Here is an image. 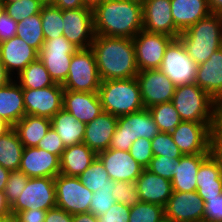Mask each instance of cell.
I'll list each match as a JSON object with an SVG mask.
<instances>
[{
	"label": "cell",
	"mask_w": 222,
	"mask_h": 222,
	"mask_svg": "<svg viewBox=\"0 0 222 222\" xmlns=\"http://www.w3.org/2000/svg\"><path fill=\"white\" fill-rule=\"evenodd\" d=\"M114 188V183L110 187H103L93 192V196L89 206V212L93 215L100 216L103 215L114 203L116 200L112 195Z\"/></svg>",
	"instance_id": "7bdbcfd3"
},
{
	"label": "cell",
	"mask_w": 222,
	"mask_h": 222,
	"mask_svg": "<svg viewBox=\"0 0 222 222\" xmlns=\"http://www.w3.org/2000/svg\"><path fill=\"white\" fill-rule=\"evenodd\" d=\"M29 178L60 174V157L38 147H24L19 168Z\"/></svg>",
	"instance_id": "ffe728a7"
},
{
	"label": "cell",
	"mask_w": 222,
	"mask_h": 222,
	"mask_svg": "<svg viewBox=\"0 0 222 222\" xmlns=\"http://www.w3.org/2000/svg\"><path fill=\"white\" fill-rule=\"evenodd\" d=\"M17 25L18 21L3 12L0 16V43L16 36Z\"/></svg>",
	"instance_id": "f907efd6"
},
{
	"label": "cell",
	"mask_w": 222,
	"mask_h": 222,
	"mask_svg": "<svg viewBox=\"0 0 222 222\" xmlns=\"http://www.w3.org/2000/svg\"><path fill=\"white\" fill-rule=\"evenodd\" d=\"M44 39H53L63 35L62 10L53 3L44 4L40 11Z\"/></svg>",
	"instance_id": "74e56055"
},
{
	"label": "cell",
	"mask_w": 222,
	"mask_h": 222,
	"mask_svg": "<svg viewBox=\"0 0 222 222\" xmlns=\"http://www.w3.org/2000/svg\"><path fill=\"white\" fill-rule=\"evenodd\" d=\"M204 222H222V194L204 203Z\"/></svg>",
	"instance_id": "681fc988"
},
{
	"label": "cell",
	"mask_w": 222,
	"mask_h": 222,
	"mask_svg": "<svg viewBox=\"0 0 222 222\" xmlns=\"http://www.w3.org/2000/svg\"><path fill=\"white\" fill-rule=\"evenodd\" d=\"M211 154L183 155L175 166L171 180L173 191L191 192L197 191L196 176L200 165Z\"/></svg>",
	"instance_id": "4316f807"
},
{
	"label": "cell",
	"mask_w": 222,
	"mask_h": 222,
	"mask_svg": "<svg viewBox=\"0 0 222 222\" xmlns=\"http://www.w3.org/2000/svg\"><path fill=\"white\" fill-rule=\"evenodd\" d=\"M56 207L54 178H29L18 199L11 206V213L22 210L42 209L49 210Z\"/></svg>",
	"instance_id": "7c38bea8"
},
{
	"label": "cell",
	"mask_w": 222,
	"mask_h": 222,
	"mask_svg": "<svg viewBox=\"0 0 222 222\" xmlns=\"http://www.w3.org/2000/svg\"><path fill=\"white\" fill-rule=\"evenodd\" d=\"M97 156L103 162L109 178L114 181L136 182L144 168L129 151L106 149Z\"/></svg>",
	"instance_id": "d6986e66"
},
{
	"label": "cell",
	"mask_w": 222,
	"mask_h": 222,
	"mask_svg": "<svg viewBox=\"0 0 222 222\" xmlns=\"http://www.w3.org/2000/svg\"><path fill=\"white\" fill-rule=\"evenodd\" d=\"M179 158H169L167 156H153L149 166L146 168L150 172L159 175L169 181L173 178V172Z\"/></svg>",
	"instance_id": "f6af8a7d"
},
{
	"label": "cell",
	"mask_w": 222,
	"mask_h": 222,
	"mask_svg": "<svg viewBox=\"0 0 222 222\" xmlns=\"http://www.w3.org/2000/svg\"><path fill=\"white\" fill-rule=\"evenodd\" d=\"M136 80L144 108L172 101L176 86L159 69L139 71Z\"/></svg>",
	"instance_id": "2e32d148"
},
{
	"label": "cell",
	"mask_w": 222,
	"mask_h": 222,
	"mask_svg": "<svg viewBox=\"0 0 222 222\" xmlns=\"http://www.w3.org/2000/svg\"><path fill=\"white\" fill-rule=\"evenodd\" d=\"M101 79L94 52L91 48L78 49L72 56L68 77L62 84L64 90L98 92Z\"/></svg>",
	"instance_id": "ba28073f"
},
{
	"label": "cell",
	"mask_w": 222,
	"mask_h": 222,
	"mask_svg": "<svg viewBox=\"0 0 222 222\" xmlns=\"http://www.w3.org/2000/svg\"><path fill=\"white\" fill-rule=\"evenodd\" d=\"M187 54L198 66L222 48V15L210 14L179 34Z\"/></svg>",
	"instance_id": "3957f363"
},
{
	"label": "cell",
	"mask_w": 222,
	"mask_h": 222,
	"mask_svg": "<svg viewBox=\"0 0 222 222\" xmlns=\"http://www.w3.org/2000/svg\"><path fill=\"white\" fill-rule=\"evenodd\" d=\"M163 216L164 207L140 201L130 207L129 222H158Z\"/></svg>",
	"instance_id": "ab89813d"
},
{
	"label": "cell",
	"mask_w": 222,
	"mask_h": 222,
	"mask_svg": "<svg viewBox=\"0 0 222 222\" xmlns=\"http://www.w3.org/2000/svg\"><path fill=\"white\" fill-rule=\"evenodd\" d=\"M3 1H4V3H9V2H15V1H18V0H3Z\"/></svg>",
	"instance_id": "89a4df30"
},
{
	"label": "cell",
	"mask_w": 222,
	"mask_h": 222,
	"mask_svg": "<svg viewBox=\"0 0 222 222\" xmlns=\"http://www.w3.org/2000/svg\"><path fill=\"white\" fill-rule=\"evenodd\" d=\"M73 222H98L97 217L90 212L73 215Z\"/></svg>",
	"instance_id": "9f6ffc18"
},
{
	"label": "cell",
	"mask_w": 222,
	"mask_h": 222,
	"mask_svg": "<svg viewBox=\"0 0 222 222\" xmlns=\"http://www.w3.org/2000/svg\"><path fill=\"white\" fill-rule=\"evenodd\" d=\"M195 84L222 107V48L197 66Z\"/></svg>",
	"instance_id": "603a6c76"
},
{
	"label": "cell",
	"mask_w": 222,
	"mask_h": 222,
	"mask_svg": "<svg viewBox=\"0 0 222 222\" xmlns=\"http://www.w3.org/2000/svg\"><path fill=\"white\" fill-rule=\"evenodd\" d=\"M218 124L182 121L170 134L183 155L212 154Z\"/></svg>",
	"instance_id": "52a82bcc"
},
{
	"label": "cell",
	"mask_w": 222,
	"mask_h": 222,
	"mask_svg": "<svg viewBox=\"0 0 222 222\" xmlns=\"http://www.w3.org/2000/svg\"><path fill=\"white\" fill-rule=\"evenodd\" d=\"M44 222H73V215L56 206L47 210Z\"/></svg>",
	"instance_id": "f5cc1de1"
},
{
	"label": "cell",
	"mask_w": 222,
	"mask_h": 222,
	"mask_svg": "<svg viewBox=\"0 0 222 222\" xmlns=\"http://www.w3.org/2000/svg\"><path fill=\"white\" fill-rule=\"evenodd\" d=\"M11 213V206L7 203L4 191H0V217Z\"/></svg>",
	"instance_id": "680465c9"
},
{
	"label": "cell",
	"mask_w": 222,
	"mask_h": 222,
	"mask_svg": "<svg viewBox=\"0 0 222 222\" xmlns=\"http://www.w3.org/2000/svg\"><path fill=\"white\" fill-rule=\"evenodd\" d=\"M51 127L57 132L65 147L83 143L86 124L78 121L62 108L51 119Z\"/></svg>",
	"instance_id": "4dcf8cb0"
},
{
	"label": "cell",
	"mask_w": 222,
	"mask_h": 222,
	"mask_svg": "<svg viewBox=\"0 0 222 222\" xmlns=\"http://www.w3.org/2000/svg\"><path fill=\"white\" fill-rule=\"evenodd\" d=\"M63 108L85 124L104 112L98 92L64 90Z\"/></svg>",
	"instance_id": "7402d4cb"
},
{
	"label": "cell",
	"mask_w": 222,
	"mask_h": 222,
	"mask_svg": "<svg viewBox=\"0 0 222 222\" xmlns=\"http://www.w3.org/2000/svg\"><path fill=\"white\" fill-rule=\"evenodd\" d=\"M118 117L103 112L86 124L83 143L96 154L109 148L117 126Z\"/></svg>",
	"instance_id": "d4e9b609"
},
{
	"label": "cell",
	"mask_w": 222,
	"mask_h": 222,
	"mask_svg": "<svg viewBox=\"0 0 222 222\" xmlns=\"http://www.w3.org/2000/svg\"><path fill=\"white\" fill-rule=\"evenodd\" d=\"M101 81L136 77L133 39L95 35L91 44Z\"/></svg>",
	"instance_id": "7a4b0ae2"
},
{
	"label": "cell",
	"mask_w": 222,
	"mask_h": 222,
	"mask_svg": "<svg viewBox=\"0 0 222 222\" xmlns=\"http://www.w3.org/2000/svg\"><path fill=\"white\" fill-rule=\"evenodd\" d=\"M141 202L158 204L165 207L173 193L171 181L144 169L136 180Z\"/></svg>",
	"instance_id": "484cf974"
},
{
	"label": "cell",
	"mask_w": 222,
	"mask_h": 222,
	"mask_svg": "<svg viewBox=\"0 0 222 222\" xmlns=\"http://www.w3.org/2000/svg\"><path fill=\"white\" fill-rule=\"evenodd\" d=\"M78 178L81 180L82 184L92 192L102 189L103 187H110L114 183V181L109 178L104 164L98 156Z\"/></svg>",
	"instance_id": "8d00e7d4"
},
{
	"label": "cell",
	"mask_w": 222,
	"mask_h": 222,
	"mask_svg": "<svg viewBox=\"0 0 222 222\" xmlns=\"http://www.w3.org/2000/svg\"><path fill=\"white\" fill-rule=\"evenodd\" d=\"M29 177L20 170L10 171L4 189L7 203L12 206L26 186Z\"/></svg>",
	"instance_id": "ee69618b"
},
{
	"label": "cell",
	"mask_w": 222,
	"mask_h": 222,
	"mask_svg": "<svg viewBox=\"0 0 222 222\" xmlns=\"http://www.w3.org/2000/svg\"><path fill=\"white\" fill-rule=\"evenodd\" d=\"M12 128L2 117H0V136L4 135Z\"/></svg>",
	"instance_id": "be15d7a7"
},
{
	"label": "cell",
	"mask_w": 222,
	"mask_h": 222,
	"mask_svg": "<svg viewBox=\"0 0 222 222\" xmlns=\"http://www.w3.org/2000/svg\"><path fill=\"white\" fill-rule=\"evenodd\" d=\"M47 210L29 209L22 210L16 213L19 222H44Z\"/></svg>",
	"instance_id": "816d5d0a"
},
{
	"label": "cell",
	"mask_w": 222,
	"mask_h": 222,
	"mask_svg": "<svg viewBox=\"0 0 222 222\" xmlns=\"http://www.w3.org/2000/svg\"><path fill=\"white\" fill-rule=\"evenodd\" d=\"M25 115L46 117L51 119L63 108L64 89L62 84L42 89H22Z\"/></svg>",
	"instance_id": "9a60e30c"
},
{
	"label": "cell",
	"mask_w": 222,
	"mask_h": 222,
	"mask_svg": "<svg viewBox=\"0 0 222 222\" xmlns=\"http://www.w3.org/2000/svg\"><path fill=\"white\" fill-rule=\"evenodd\" d=\"M98 95L103 111L117 117L144 109L136 77L101 81Z\"/></svg>",
	"instance_id": "5b68a950"
},
{
	"label": "cell",
	"mask_w": 222,
	"mask_h": 222,
	"mask_svg": "<svg viewBox=\"0 0 222 222\" xmlns=\"http://www.w3.org/2000/svg\"><path fill=\"white\" fill-rule=\"evenodd\" d=\"M213 153L221 160L222 162V117L219 121V124L213 131Z\"/></svg>",
	"instance_id": "db71d44e"
},
{
	"label": "cell",
	"mask_w": 222,
	"mask_h": 222,
	"mask_svg": "<svg viewBox=\"0 0 222 222\" xmlns=\"http://www.w3.org/2000/svg\"><path fill=\"white\" fill-rule=\"evenodd\" d=\"M175 27L182 33L211 14L207 0H171Z\"/></svg>",
	"instance_id": "83f0119b"
},
{
	"label": "cell",
	"mask_w": 222,
	"mask_h": 222,
	"mask_svg": "<svg viewBox=\"0 0 222 222\" xmlns=\"http://www.w3.org/2000/svg\"><path fill=\"white\" fill-rule=\"evenodd\" d=\"M38 54L36 49L29 46L17 35L0 43V59L13 79L31 62L37 60Z\"/></svg>",
	"instance_id": "44dd1931"
},
{
	"label": "cell",
	"mask_w": 222,
	"mask_h": 222,
	"mask_svg": "<svg viewBox=\"0 0 222 222\" xmlns=\"http://www.w3.org/2000/svg\"><path fill=\"white\" fill-rule=\"evenodd\" d=\"M92 10L95 35L133 39L143 30L142 1L103 0Z\"/></svg>",
	"instance_id": "6da1fadb"
},
{
	"label": "cell",
	"mask_w": 222,
	"mask_h": 222,
	"mask_svg": "<svg viewBox=\"0 0 222 222\" xmlns=\"http://www.w3.org/2000/svg\"><path fill=\"white\" fill-rule=\"evenodd\" d=\"M55 6L61 10L76 9L81 7H86L83 0H55L53 3Z\"/></svg>",
	"instance_id": "11a10c76"
},
{
	"label": "cell",
	"mask_w": 222,
	"mask_h": 222,
	"mask_svg": "<svg viewBox=\"0 0 222 222\" xmlns=\"http://www.w3.org/2000/svg\"><path fill=\"white\" fill-rule=\"evenodd\" d=\"M130 207L114 203L103 215L97 216L98 222H129Z\"/></svg>",
	"instance_id": "c3c4849f"
},
{
	"label": "cell",
	"mask_w": 222,
	"mask_h": 222,
	"mask_svg": "<svg viewBox=\"0 0 222 222\" xmlns=\"http://www.w3.org/2000/svg\"><path fill=\"white\" fill-rule=\"evenodd\" d=\"M5 12V3L3 0H0V16Z\"/></svg>",
	"instance_id": "03108f58"
},
{
	"label": "cell",
	"mask_w": 222,
	"mask_h": 222,
	"mask_svg": "<svg viewBox=\"0 0 222 222\" xmlns=\"http://www.w3.org/2000/svg\"><path fill=\"white\" fill-rule=\"evenodd\" d=\"M45 4H50V3H54L55 0H43Z\"/></svg>",
	"instance_id": "a7ac6f4b"
},
{
	"label": "cell",
	"mask_w": 222,
	"mask_h": 222,
	"mask_svg": "<svg viewBox=\"0 0 222 222\" xmlns=\"http://www.w3.org/2000/svg\"><path fill=\"white\" fill-rule=\"evenodd\" d=\"M112 195L117 203L125 204L128 207H133L140 202L136 182H114Z\"/></svg>",
	"instance_id": "b9f144b4"
},
{
	"label": "cell",
	"mask_w": 222,
	"mask_h": 222,
	"mask_svg": "<svg viewBox=\"0 0 222 222\" xmlns=\"http://www.w3.org/2000/svg\"><path fill=\"white\" fill-rule=\"evenodd\" d=\"M13 77L7 72L5 65L0 59V87L7 85Z\"/></svg>",
	"instance_id": "6f0895ef"
},
{
	"label": "cell",
	"mask_w": 222,
	"mask_h": 222,
	"mask_svg": "<svg viewBox=\"0 0 222 222\" xmlns=\"http://www.w3.org/2000/svg\"><path fill=\"white\" fill-rule=\"evenodd\" d=\"M196 180L197 193L204 203L222 194V162L214 153L200 165Z\"/></svg>",
	"instance_id": "cb8c5ba5"
},
{
	"label": "cell",
	"mask_w": 222,
	"mask_h": 222,
	"mask_svg": "<svg viewBox=\"0 0 222 222\" xmlns=\"http://www.w3.org/2000/svg\"><path fill=\"white\" fill-rule=\"evenodd\" d=\"M158 222H175L172 219H169L166 216H163Z\"/></svg>",
	"instance_id": "003e7915"
},
{
	"label": "cell",
	"mask_w": 222,
	"mask_h": 222,
	"mask_svg": "<svg viewBox=\"0 0 222 222\" xmlns=\"http://www.w3.org/2000/svg\"><path fill=\"white\" fill-rule=\"evenodd\" d=\"M153 156H167L169 158H180L182 152L175 144L170 133L159 132L151 140Z\"/></svg>",
	"instance_id": "60d3db41"
},
{
	"label": "cell",
	"mask_w": 222,
	"mask_h": 222,
	"mask_svg": "<svg viewBox=\"0 0 222 222\" xmlns=\"http://www.w3.org/2000/svg\"><path fill=\"white\" fill-rule=\"evenodd\" d=\"M37 147L57 155L60 158L66 148L60 136L52 127L49 128L46 135L39 141Z\"/></svg>",
	"instance_id": "7dc6e473"
},
{
	"label": "cell",
	"mask_w": 222,
	"mask_h": 222,
	"mask_svg": "<svg viewBox=\"0 0 222 222\" xmlns=\"http://www.w3.org/2000/svg\"><path fill=\"white\" fill-rule=\"evenodd\" d=\"M63 36L78 49L90 48L95 38L93 10L90 7L62 10Z\"/></svg>",
	"instance_id": "4fadbf2b"
},
{
	"label": "cell",
	"mask_w": 222,
	"mask_h": 222,
	"mask_svg": "<svg viewBox=\"0 0 222 222\" xmlns=\"http://www.w3.org/2000/svg\"><path fill=\"white\" fill-rule=\"evenodd\" d=\"M129 153L144 169H146L153 158L151 140L142 137L136 139L132 143Z\"/></svg>",
	"instance_id": "bcb514c9"
},
{
	"label": "cell",
	"mask_w": 222,
	"mask_h": 222,
	"mask_svg": "<svg viewBox=\"0 0 222 222\" xmlns=\"http://www.w3.org/2000/svg\"><path fill=\"white\" fill-rule=\"evenodd\" d=\"M14 78L22 89H42L55 85L45 65L39 60L31 62L18 76Z\"/></svg>",
	"instance_id": "836d02e7"
},
{
	"label": "cell",
	"mask_w": 222,
	"mask_h": 222,
	"mask_svg": "<svg viewBox=\"0 0 222 222\" xmlns=\"http://www.w3.org/2000/svg\"><path fill=\"white\" fill-rule=\"evenodd\" d=\"M160 132L147 108L138 112L118 117L114 135L109 148L129 151L132 143L138 138H152Z\"/></svg>",
	"instance_id": "8992f818"
},
{
	"label": "cell",
	"mask_w": 222,
	"mask_h": 222,
	"mask_svg": "<svg viewBox=\"0 0 222 222\" xmlns=\"http://www.w3.org/2000/svg\"><path fill=\"white\" fill-rule=\"evenodd\" d=\"M24 146L11 128L0 136V165L8 171L19 170Z\"/></svg>",
	"instance_id": "d6a6232c"
},
{
	"label": "cell",
	"mask_w": 222,
	"mask_h": 222,
	"mask_svg": "<svg viewBox=\"0 0 222 222\" xmlns=\"http://www.w3.org/2000/svg\"><path fill=\"white\" fill-rule=\"evenodd\" d=\"M0 222H19L18 216L14 213H10L0 217Z\"/></svg>",
	"instance_id": "6125c7cd"
},
{
	"label": "cell",
	"mask_w": 222,
	"mask_h": 222,
	"mask_svg": "<svg viewBox=\"0 0 222 222\" xmlns=\"http://www.w3.org/2000/svg\"><path fill=\"white\" fill-rule=\"evenodd\" d=\"M97 157L84 143L66 147L60 158V174L69 177H78Z\"/></svg>",
	"instance_id": "f546056e"
},
{
	"label": "cell",
	"mask_w": 222,
	"mask_h": 222,
	"mask_svg": "<svg viewBox=\"0 0 222 222\" xmlns=\"http://www.w3.org/2000/svg\"><path fill=\"white\" fill-rule=\"evenodd\" d=\"M182 121L219 123L222 107L195 83L177 86L171 101Z\"/></svg>",
	"instance_id": "277c9868"
},
{
	"label": "cell",
	"mask_w": 222,
	"mask_h": 222,
	"mask_svg": "<svg viewBox=\"0 0 222 222\" xmlns=\"http://www.w3.org/2000/svg\"><path fill=\"white\" fill-rule=\"evenodd\" d=\"M103 0H83L84 5L90 8H94L96 5L100 4Z\"/></svg>",
	"instance_id": "e7e4bbea"
},
{
	"label": "cell",
	"mask_w": 222,
	"mask_h": 222,
	"mask_svg": "<svg viewBox=\"0 0 222 222\" xmlns=\"http://www.w3.org/2000/svg\"><path fill=\"white\" fill-rule=\"evenodd\" d=\"M164 212L166 217L175 222H204V201L197 191H173Z\"/></svg>",
	"instance_id": "ac0fdd59"
},
{
	"label": "cell",
	"mask_w": 222,
	"mask_h": 222,
	"mask_svg": "<svg viewBox=\"0 0 222 222\" xmlns=\"http://www.w3.org/2000/svg\"><path fill=\"white\" fill-rule=\"evenodd\" d=\"M24 116L23 91L13 79L7 85L0 87V117L13 127Z\"/></svg>",
	"instance_id": "f1b7e54d"
},
{
	"label": "cell",
	"mask_w": 222,
	"mask_h": 222,
	"mask_svg": "<svg viewBox=\"0 0 222 222\" xmlns=\"http://www.w3.org/2000/svg\"><path fill=\"white\" fill-rule=\"evenodd\" d=\"M10 171L0 165V191H4Z\"/></svg>",
	"instance_id": "94428289"
},
{
	"label": "cell",
	"mask_w": 222,
	"mask_h": 222,
	"mask_svg": "<svg viewBox=\"0 0 222 222\" xmlns=\"http://www.w3.org/2000/svg\"><path fill=\"white\" fill-rule=\"evenodd\" d=\"M43 0H18L5 3V12L16 21L39 14L44 6Z\"/></svg>",
	"instance_id": "f35d334b"
},
{
	"label": "cell",
	"mask_w": 222,
	"mask_h": 222,
	"mask_svg": "<svg viewBox=\"0 0 222 222\" xmlns=\"http://www.w3.org/2000/svg\"><path fill=\"white\" fill-rule=\"evenodd\" d=\"M50 127L51 120L49 118L25 115L12 128L16 131L24 147H37Z\"/></svg>",
	"instance_id": "1f68e13d"
},
{
	"label": "cell",
	"mask_w": 222,
	"mask_h": 222,
	"mask_svg": "<svg viewBox=\"0 0 222 222\" xmlns=\"http://www.w3.org/2000/svg\"><path fill=\"white\" fill-rule=\"evenodd\" d=\"M78 48L63 35L45 40L38 59L45 65L55 83L63 84L68 77L71 59Z\"/></svg>",
	"instance_id": "9c48e42d"
},
{
	"label": "cell",
	"mask_w": 222,
	"mask_h": 222,
	"mask_svg": "<svg viewBox=\"0 0 222 222\" xmlns=\"http://www.w3.org/2000/svg\"><path fill=\"white\" fill-rule=\"evenodd\" d=\"M148 110L160 132L171 133L182 122L172 102L156 104Z\"/></svg>",
	"instance_id": "d590c367"
},
{
	"label": "cell",
	"mask_w": 222,
	"mask_h": 222,
	"mask_svg": "<svg viewBox=\"0 0 222 222\" xmlns=\"http://www.w3.org/2000/svg\"><path fill=\"white\" fill-rule=\"evenodd\" d=\"M16 35L39 52L45 41L40 13L18 21Z\"/></svg>",
	"instance_id": "e575fe53"
},
{
	"label": "cell",
	"mask_w": 222,
	"mask_h": 222,
	"mask_svg": "<svg viewBox=\"0 0 222 222\" xmlns=\"http://www.w3.org/2000/svg\"><path fill=\"white\" fill-rule=\"evenodd\" d=\"M143 30L177 39L181 33L174 24L171 0H142Z\"/></svg>",
	"instance_id": "e0dca14e"
},
{
	"label": "cell",
	"mask_w": 222,
	"mask_h": 222,
	"mask_svg": "<svg viewBox=\"0 0 222 222\" xmlns=\"http://www.w3.org/2000/svg\"><path fill=\"white\" fill-rule=\"evenodd\" d=\"M159 70L177 87L195 83L197 65L187 54L183 43L177 38L166 48Z\"/></svg>",
	"instance_id": "8fae6325"
},
{
	"label": "cell",
	"mask_w": 222,
	"mask_h": 222,
	"mask_svg": "<svg viewBox=\"0 0 222 222\" xmlns=\"http://www.w3.org/2000/svg\"><path fill=\"white\" fill-rule=\"evenodd\" d=\"M54 183L57 207L71 215L89 212L93 192L78 177L58 174Z\"/></svg>",
	"instance_id": "30bf717a"
},
{
	"label": "cell",
	"mask_w": 222,
	"mask_h": 222,
	"mask_svg": "<svg viewBox=\"0 0 222 222\" xmlns=\"http://www.w3.org/2000/svg\"><path fill=\"white\" fill-rule=\"evenodd\" d=\"M175 38L141 30L134 38L136 65L139 71L159 69L166 48Z\"/></svg>",
	"instance_id": "5bb4252c"
},
{
	"label": "cell",
	"mask_w": 222,
	"mask_h": 222,
	"mask_svg": "<svg viewBox=\"0 0 222 222\" xmlns=\"http://www.w3.org/2000/svg\"><path fill=\"white\" fill-rule=\"evenodd\" d=\"M212 14L222 15V0H207Z\"/></svg>",
	"instance_id": "91938a15"
}]
</instances>
